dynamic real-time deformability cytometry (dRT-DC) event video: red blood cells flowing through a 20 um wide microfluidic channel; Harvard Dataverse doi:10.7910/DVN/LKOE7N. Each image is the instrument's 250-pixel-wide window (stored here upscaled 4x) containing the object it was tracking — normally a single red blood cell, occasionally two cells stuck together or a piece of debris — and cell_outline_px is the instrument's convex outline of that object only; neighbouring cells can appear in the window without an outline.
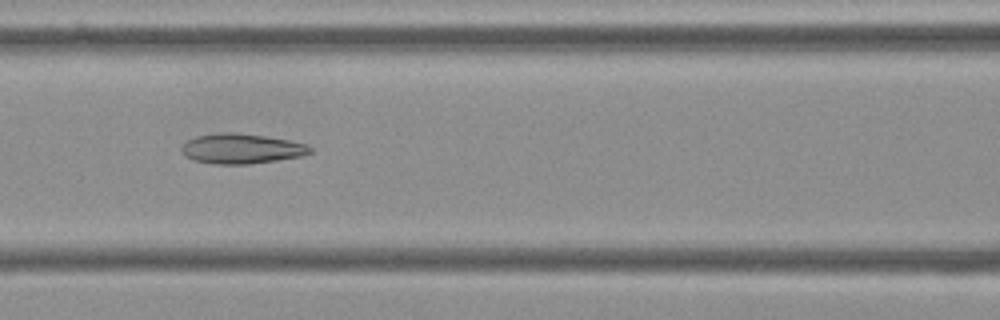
{"species": "Egyptian fruit bat (a non-hibernating species)", "species_latin": "Rousettus aegyptiacus", "temperature_condition": "cold", "stored_images_in_passage": 56, "camera_frame_rate_fps": 3000, "um_per_image_px": 0.085, "frame": {"image": 1, "passage_image": 24, "time_ms": 7.667, "image_size_px": [1000, 320], "cell_outline_px": [[312, 152], [304, 156], [248, 164], [212, 164], [192, 160], [184, 156], [180, 152], [180, 148], [188, 140], [196, 136], [220, 132], [232, 132], [264, 136], [288, 140], [308, 144], [312, 148]], "centroid_in_image_um": [20.5, 12.64], "position_along_channel_um": 146.1, "area_um2": 22.66}}
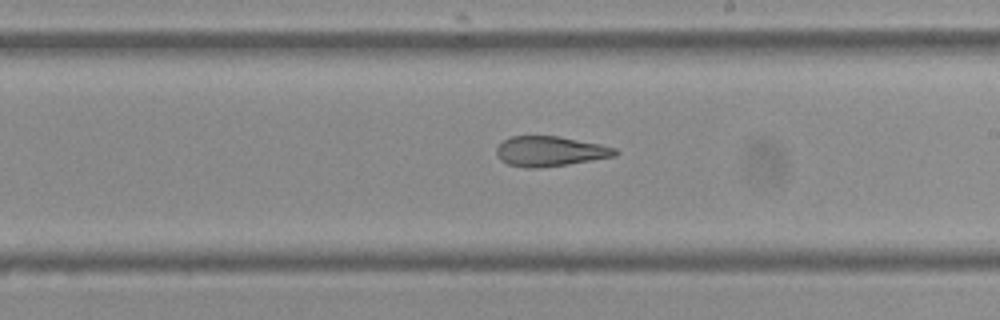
{"frame": {"image": 2, "passage_image": 32, "time_ms": 10.333, "image_size_px": [1000, 320], "cell_outline_px": [[620, 152], [616, 156], [568, 164], [536, 168], [528, 168], [508, 164], [500, 160], [496, 156], [496, 148], [504, 140], [512, 136], [560, 136], [600, 144], [616, 148]], "centroid_in_image_um": [46.76, 12.86], "position_along_channel_um": 242.2, "area_um2": 20.81}}
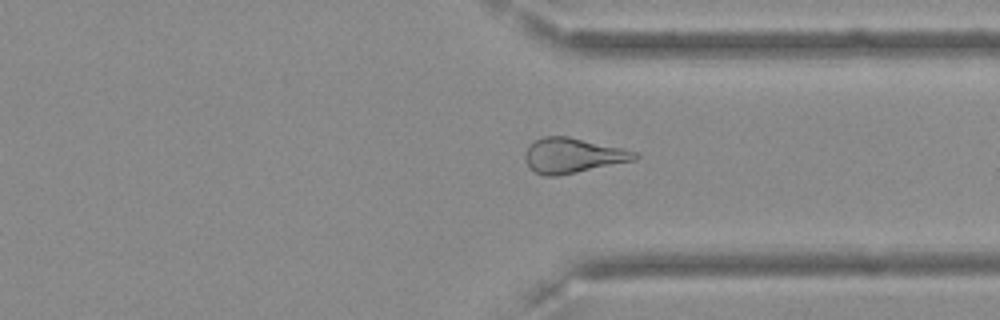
{"frame": {"image": 3, "passage_image": 42, "time_ms": 13.667, "image_size_px": [1000, 320], "cell_outline_px": [[640, 156], [636, 160], [560, 176], [544, 176], [536, 172], [528, 164], [524, 156], [528, 144], [544, 136], [568, 136], [624, 148], [636, 152]], "centroid_in_image_um": [48.72, 13.22], "position_along_channel_um": 362.7, "area_um2": 22.54}, "authors_computed_cell_mechanics": {"area_um2": 24.3338, "velocity_mm_per_s": 3.6117, "shape_relaxation_time_tau1_ms": null, "shape_relaxation_time_tau2_ms": 3.8745, "deformation_change_tau1": null, "deformation_change_tau2": 0.1489}}